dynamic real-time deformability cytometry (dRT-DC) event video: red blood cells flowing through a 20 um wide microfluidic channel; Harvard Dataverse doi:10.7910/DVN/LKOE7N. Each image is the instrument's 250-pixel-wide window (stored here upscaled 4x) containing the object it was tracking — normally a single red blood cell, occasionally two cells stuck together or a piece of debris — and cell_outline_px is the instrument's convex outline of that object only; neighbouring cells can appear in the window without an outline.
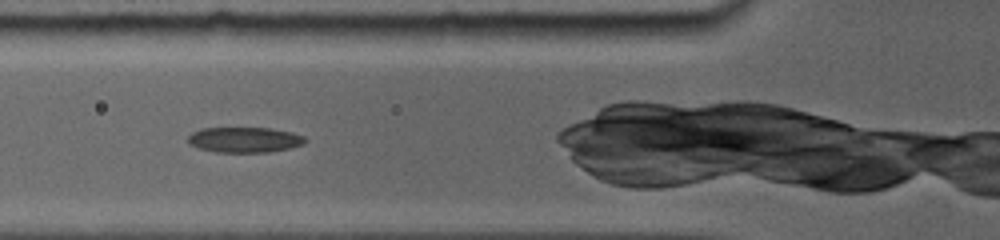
{"species": "common noctule bat (a hibernating species)", "species_latin": "Nyctalus noctula", "temperature_condition": "room temperature", "stored_images_in_passage": 23, "camera_frame_rate_fps": 5000, "um_per_image_px": 0.085, "animal": {"sex": "female", "body_mass_g": 19.0, "forearm_length_mm": 56.7}, "frame": {"image": 1, "passage_image": 2, "time_ms": 1.0, "image_size_px": [1000, 240], "cell_outline_px": [[308, 140], [304, 144], [292, 148], [268, 152], [216, 152], [196, 148], [188, 144], [188, 136], [192, 132], [200, 128], [272, 128], [292, 132], [304, 136]], "centroid_in_image_um": [20.79, 11.88], "position_along_channel_um": 105.0, "area_um2": 17.63}}
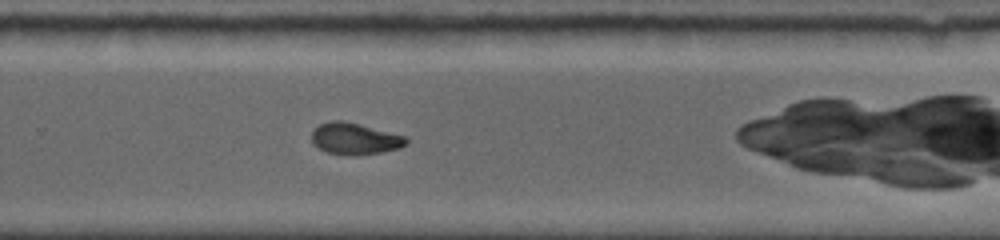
{"frame": {"image": 2, "passage_image": 11, "time_ms": 6.0, "image_size_px": [1000, 240], "cell_outline_px": [[408, 144], [400, 148], [380, 152], [328, 152], [312, 144], [312, 128], [320, 124], [332, 120], [340, 120], [360, 124], [404, 136], [408, 140]], "centroid_in_image_um": [30.14, 11.73], "position_along_channel_um": 299.7, "area_um2": 16.59}}
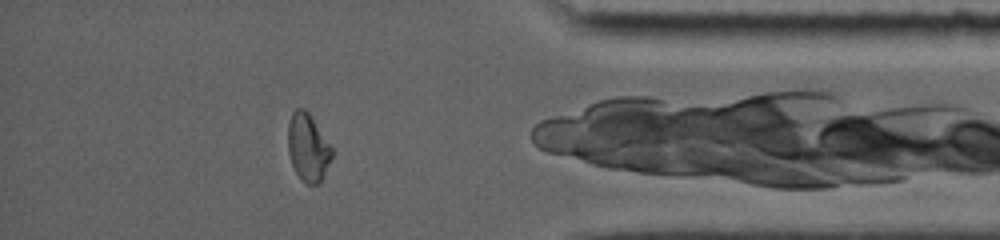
{"frame": {"image": 3, "passage_image": 19, "time_ms": 9.2, "image_size_px": [1000, 240], "cell_outline_px": [[332, 156], [320, 180], [316, 184], [304, 184], [300, 180], [292, 164], [288, 152], [288, 124], [292, 112], [296, 108], [304, 108], [312, 116], [332, 148]], "centroid_in_image_um": [26.15, 12.51], "position_along_channel_um": 409.1, "area_um2": 17.17}}